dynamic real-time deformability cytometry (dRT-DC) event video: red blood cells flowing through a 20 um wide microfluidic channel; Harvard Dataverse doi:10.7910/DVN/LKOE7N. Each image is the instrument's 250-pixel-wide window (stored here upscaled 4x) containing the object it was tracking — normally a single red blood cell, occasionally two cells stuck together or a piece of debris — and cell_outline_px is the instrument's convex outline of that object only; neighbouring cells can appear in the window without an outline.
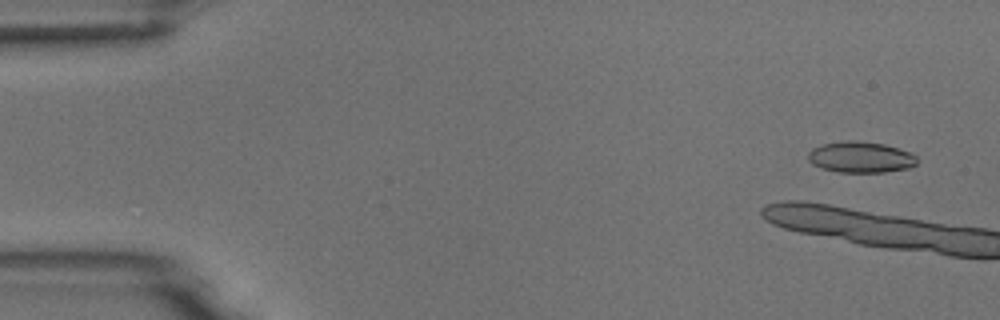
{"species": "common noctule bat (a hibernating species)", "species_latin": "Nyctalus noctula", "temperature_condition": "room temperature", "stored_images_in_passage": 6, "camera_frame_rate_fps": 3000, "um_per_image_px": 0.085, "animal": {"sex": "male", "body_mass_g": 18.8}, "frame": {"image": 1, "passage_image": 3, "time_ms": 0.667, "image_size_px": [1000, 320], "cell_outline_px": [[916, 164], [908, 168], [884, 172], [840, 172], [820, 168], [812, 164], [808, 160], [808, 152], [812, 148], [824, 144], [844, 140], [856, 140], [884, 144], [908, 152], [916, 156]], "centroid_in_image_um": [73.11, 13.36], "position_along_channel_um": 11.9, "area_um2": 19.65}}